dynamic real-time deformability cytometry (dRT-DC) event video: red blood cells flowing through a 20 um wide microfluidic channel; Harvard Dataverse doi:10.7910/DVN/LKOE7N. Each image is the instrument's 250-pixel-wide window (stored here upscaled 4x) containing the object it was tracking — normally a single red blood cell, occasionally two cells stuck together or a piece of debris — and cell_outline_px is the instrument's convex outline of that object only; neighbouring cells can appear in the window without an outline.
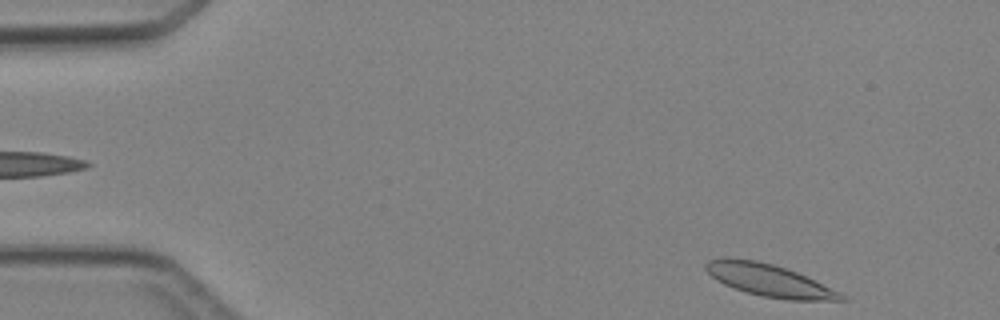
{"species": "Egyptian fruit bat (a non-hibernating species)", "species_latin": "Rousettus aegyptiacus", "temperature_condition": "cold", "stored_images_in_passage": 4, "segment_of_instrument_passage": [2, 2], "camera_frame_rate_fps": 3000, "um_per_image_px": 0.085, "animal": {"sex": "female"}, "frame": {"image": 1, "passage_image": 4, "time_ms": 4.333, "image_size_px": [1000, 320], "cell_outline_px": [[848, 300], [788, 300], [764, 296], [748, 292], [724, 284], [716, 280], [704, 268], [704, 264], [708, 260], [724, 256], [728, 256], [756, 260], [772, 264], [796, 272], [816, 280], [840, 292]], "centroid_in_image_um": [65.34, 23.8], "position_along_channel_um": 19.7, "area_um2": 25.37}}